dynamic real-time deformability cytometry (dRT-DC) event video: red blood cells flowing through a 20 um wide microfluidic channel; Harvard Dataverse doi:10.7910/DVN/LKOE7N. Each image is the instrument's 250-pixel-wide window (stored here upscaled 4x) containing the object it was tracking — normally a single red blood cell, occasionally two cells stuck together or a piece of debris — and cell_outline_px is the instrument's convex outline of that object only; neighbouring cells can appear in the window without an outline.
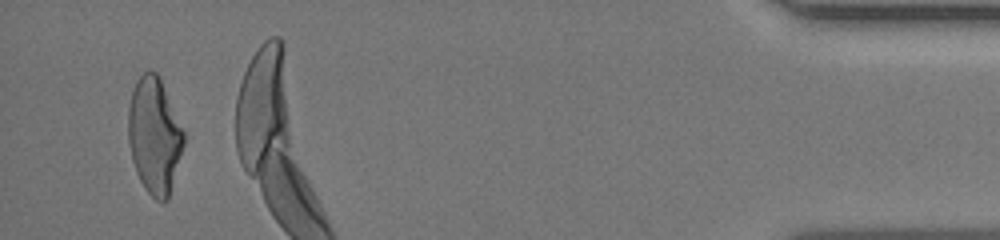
{"species": "human", "species_latin": "Homo sapiens", "temperature_condition": "room temperature", "stored_images_in_passage": 20, "camera_frame_rate_fps": 3000, "um_per_image_px": 0.085, "donor": {"sex": "female"}, "frame": {"image": 1, "passage_image": 20, "time_ms": 12.667, "image_size_px": [1000, 240], "cell_outline_px": [[184, 144], [168, 200], [156, 200], [144, 188], [136, 172], [132, 160], [128, 140], [128, 108], [132, 92], [136, 80], [144, 72], [156, 72], [160, 76], [184, 132]], "centroid_in_image_um": [13.11, 11.52], "position_along_channel_um": 422.1, "area_um2": 37.4}}